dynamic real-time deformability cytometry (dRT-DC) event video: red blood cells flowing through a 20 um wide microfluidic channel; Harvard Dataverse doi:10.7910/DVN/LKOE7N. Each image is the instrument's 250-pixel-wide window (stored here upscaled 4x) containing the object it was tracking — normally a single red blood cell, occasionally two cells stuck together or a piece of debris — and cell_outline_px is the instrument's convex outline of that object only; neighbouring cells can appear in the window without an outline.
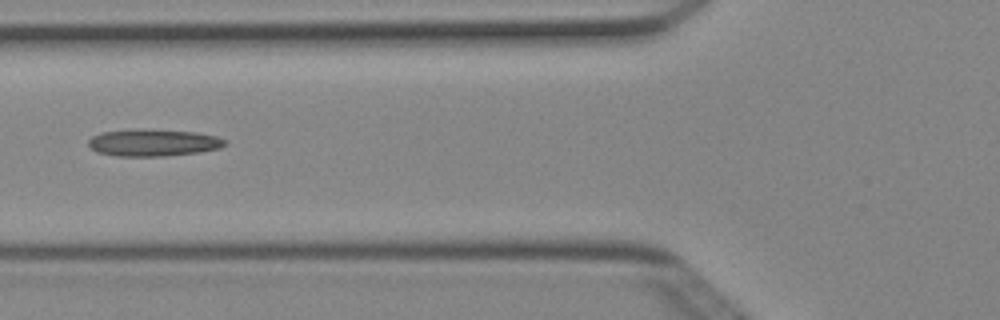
{"species": "Egyptian fruit bat (a non-hibernating species)", "species_latin": "Rousettus aegyptiacus", "temperature_condition": "cold", "stored_images_in_passage": 6, "camera_frame_rate_fps": 3000, "um_per_image_px": 0.085, "animal": {"sex": "female"}, "frame": {"image": 1, "passage_image": 6, "time_ms": 1.667, "image_size_px": [1000, 320], "cell_outline_px": [[228, 144], [220, 148], [200, 152], [164, 156], [116, 156], [96, 152], [88, 144], [88, 140], [92, 136], [100, 132], [196, 132], [216, 136], [228, 140]], "centroid_in_image_um": [13.09, 12.18], "position_along_channel_um": 112.7, "area_um2": 20.46}}